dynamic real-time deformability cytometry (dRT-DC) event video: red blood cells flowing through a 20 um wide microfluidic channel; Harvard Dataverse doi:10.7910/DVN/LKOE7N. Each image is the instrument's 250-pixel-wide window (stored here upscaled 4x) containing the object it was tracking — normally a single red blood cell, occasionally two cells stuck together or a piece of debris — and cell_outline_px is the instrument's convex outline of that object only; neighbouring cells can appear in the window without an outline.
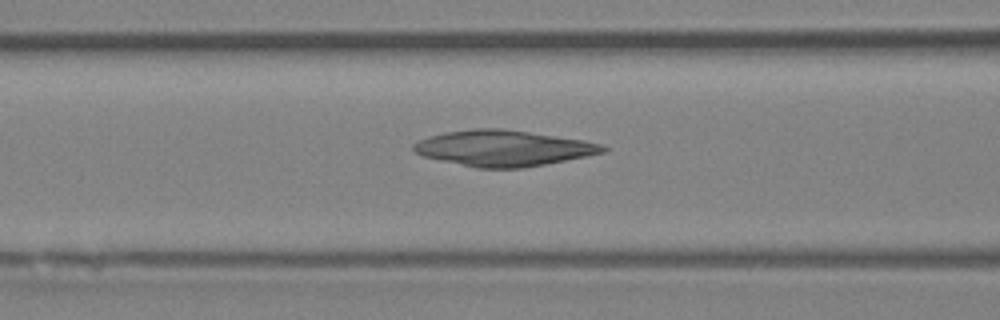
{"species": "Egyptian fruit bat (a non-hibernating species)", "species_latin": "Rousettus aegyptiacus", "temperature_condition": "room temperature", "stored_images_in_passage": 50, "camera_frame_rate_fps": 3000, "um_per_image_px": 0.085, "animal": {"sex": "female"}, "frame": {"image": 1, "passage_image": 20, "time_ms": 6.333, "image_size_px": [1000, 320], "cell_outline_px": [[608, 152], [588, 156], [524, 168], [476, 168], [424, 156], [416, 152], [412, 148], [412, 144], [428, 136], [448, 132], [472, 128], [504, 128], [584, 140], [600, 144], [608, 148]], "centroid_in_image_um": [42.82, 12.59], "position_along_channel_um": 123.8, "area_um2": 39.54}}
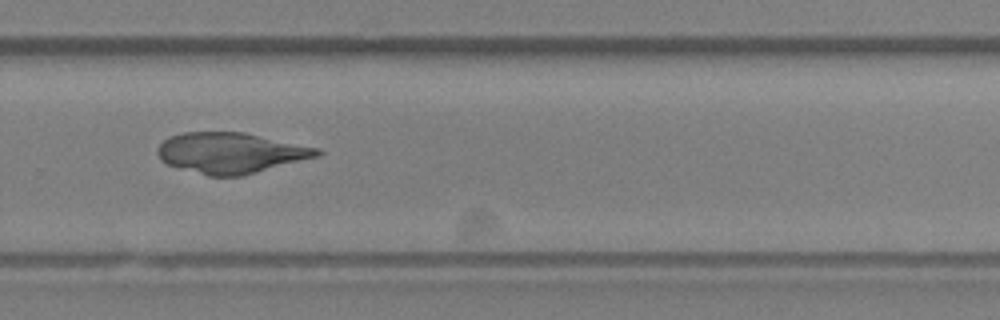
{"frame": {"image": 2, "passage_image": 34, "time_ms": 11.0, "image_size_px": [1000, 320], "cell_outline_px": [[324, 152], [320, 156], [240, 176], [208, 176], [168, 164], [160, 160], [156, 152], [156, 148], [168, 136], [184, 132], [244, 132], [320, 148]], "centroid_in_image_um": [19.62, 12.98], "position_along_channel_um": 310.2, "area_um2": 37.86}}
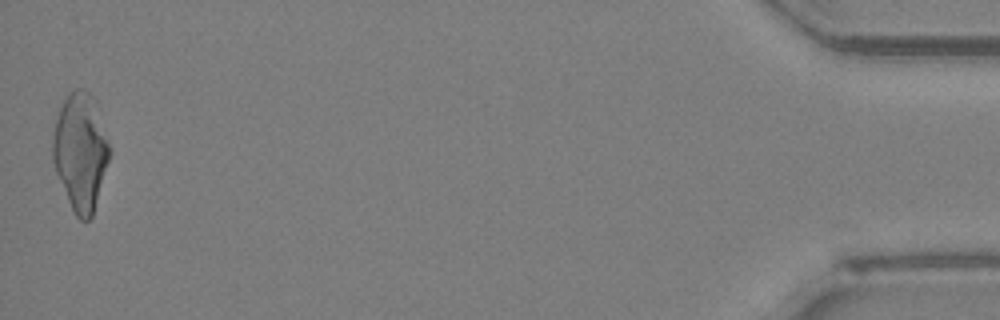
{"frame": {"image": 3, "passage_image": 50, "time_ms": 16.333, "image_size_px": [1000, 320], "cell_outline_px": [[112, 152], [92, 216], [88, 220], [80, 220], [76, 216], [68, 200], [56, 172], [52, 160], [52, 136], [56, 120], [60, 108], [68, 92], [76, 88], [84, 88], [92, 96]], "centroid_in_image_um": [6.84, 12.89], "position_along_channel_um": 428.4, "area_um2": 38.55}}